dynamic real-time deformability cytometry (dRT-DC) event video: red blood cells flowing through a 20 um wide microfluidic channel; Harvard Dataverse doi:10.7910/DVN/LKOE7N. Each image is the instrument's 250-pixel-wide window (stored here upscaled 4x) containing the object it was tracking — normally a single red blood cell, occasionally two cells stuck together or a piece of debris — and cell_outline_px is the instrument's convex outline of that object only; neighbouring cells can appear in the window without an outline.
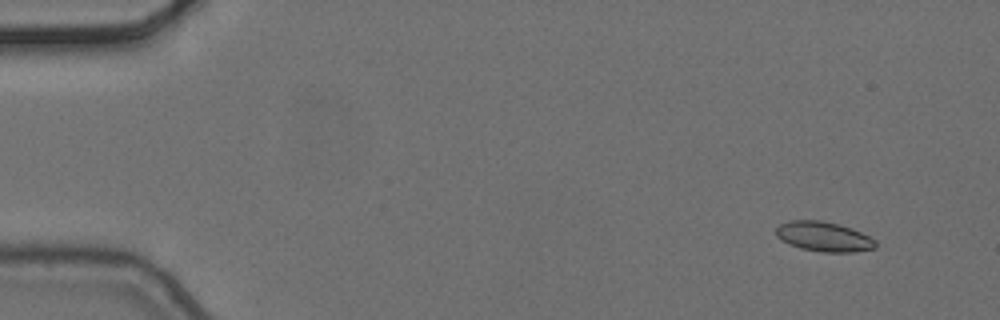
{"species": "common noctule bat (a hibernating species)", "species_latin": "Nyctalus noctula", "temperature_condition": "cold", "stored_images_in_passage": 5, "camera_frame_rate_fps": 3000, "um_per_image_px": 0.085, "animal": {"sex": "female", "body_mass_g": 24.6, "forearm_length_mm": 56.2}, "frame": {"image": 1, "passage_image": 2, "time_ms": 0.333, "image_size_px": [1000, 320], "cell_outline_px": [[876, 248], [856, 252], [824, 252], [800, 248], [788, 244], [780, 240], [776, 236], [776, 228], [780, 224], [788, 220], [820, 220], [840, 224], [860, 232], [876, 240]], "centroid_in_image_um": [70.0, 20.11], "position_along_channel_um": 15.0, "area_um2": 17.4}}